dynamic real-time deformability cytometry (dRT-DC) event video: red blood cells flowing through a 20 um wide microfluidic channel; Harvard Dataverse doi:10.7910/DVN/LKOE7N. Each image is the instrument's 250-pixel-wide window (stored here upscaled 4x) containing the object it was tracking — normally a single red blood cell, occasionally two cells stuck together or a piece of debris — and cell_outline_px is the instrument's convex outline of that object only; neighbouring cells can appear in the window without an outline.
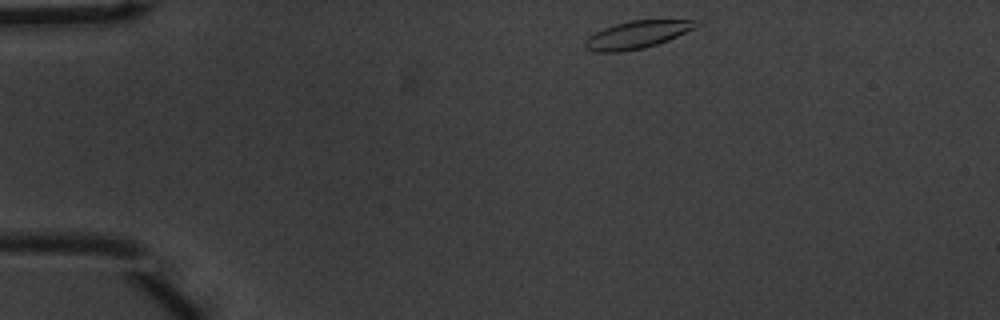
{"species": "common noctule bat (a hibernating species)", "species_latin": "Nyctalus noctula", "temperature_condition": "warm", "stored_images_in_passage": 46, "camera_frame_rate_fps": 3000, "um_per_image_px": 0.085, "animal": {"sex": "male", "body_mass_g": 20.1, "forearm_length_mm": 53.5}, "frame": {"image": 1, "passage_image": 1, "time_ms": 0.0, "image_size_px": [1000, 320], "cell_outline_px": [[704, 24], [696, 28], [668, 40], [644, 48], [620, 52], [596, 52], [584, 48], [584, 40], [588, 36], [604, 28], [628, 20], [700, 20]], "centroid_in_image_um": [54.18, 2.94], "position_along_channel_um": 30.8, "area_um2": 18.03}}
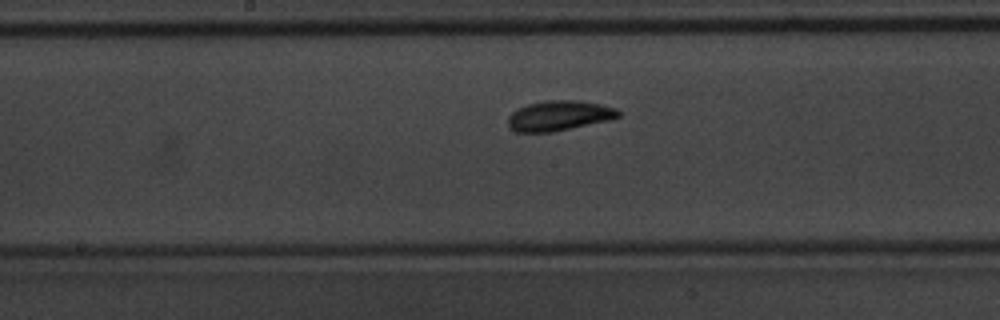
{"frame": {"image": 2, "passage_image": 20, "time_ms": 6.333, "image_size_px": [1000, 320], "cell_outline_px": [[620, 116], [608, 120], [552, 132], [516, 132], [508, 124], [508, 116], [516, 108], [528, 104], [548, 100], [576, 100], [600, 104], [616, 108], [620, 112]], "centroid_in_image_um": [47.5, 9.82], "position_along_channel_um": 200.7, "area_um2": 19.19}}
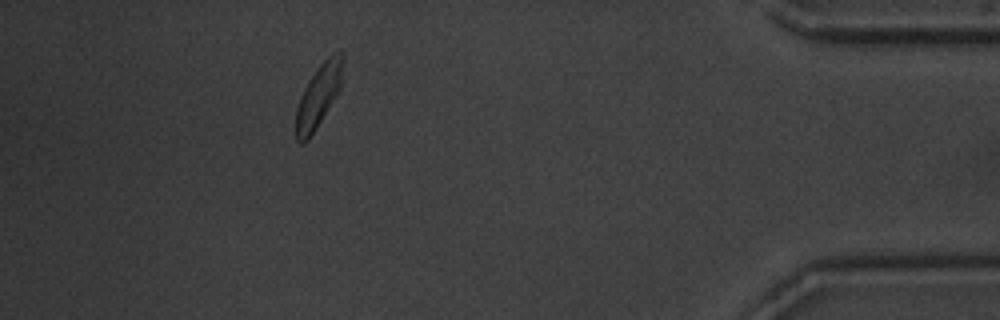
{"frame": {"image": 3, "passage_image": 41, "time_ms": 13.333, "image_size_px": [1000, 320], "cell_outline_px": [[344, 60], [340, 88], [336, 96], [316, 128], [308, 140], [304, 144], [300, 144], [296, 140], [296, 108], [300, 96], [308, 80], [320, 64], [332, 52], [340, 48], [344, 52]], "centroid_in_image_um": [27.09, 8.09], "position_along_channel_um": 408.1, "area_um2": 17.46}, "authors_computed_cell_mechanics": {"area_um2": 18.1781, "velocity_mm_per_s": 3.6466, "shape_relaxation_time_tau1_ms": null, "shape_relaxation_time_tau2_ms": 3.5341, "deformation_change_tau1": null, "deformation_change_tau2": 0.099}}